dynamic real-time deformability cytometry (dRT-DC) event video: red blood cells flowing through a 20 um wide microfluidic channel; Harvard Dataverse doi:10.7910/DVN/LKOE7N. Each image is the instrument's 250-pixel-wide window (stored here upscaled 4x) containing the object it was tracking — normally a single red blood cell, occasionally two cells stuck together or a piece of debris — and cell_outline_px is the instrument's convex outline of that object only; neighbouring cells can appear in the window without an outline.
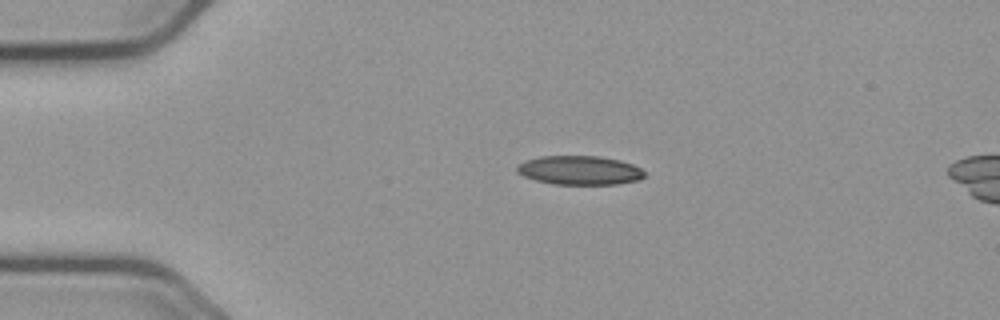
{"species": "common noctule bat (a hibernating species)", "species_latin": "Nyctalus noctula", "temperature_condition": "cold", "stored_images_in_passage": 6, "camera_frame_rate_fps": 3000, "um_per_image_px": 0.085, "animal": {"sex": "male", "body_mass_g": 23.1, "forearm_length_mm": 52.7}, "frame": {"image": 1, "passage_image": 1, "time_ms": 0.0, "image_size_px": [1000, 320], "cell_outline_px": [[644, 176], [640, 180], [616, 184], [552, 184], [536, 180], [524, 176], [516, 172], [516, 164], [524, 160], [540, 156], [600, 156], [620, 160], [632, 164], [640, 168], [644, 172]], "centroid_in_image_um": [49.23, 14.47], "position_along_channel_um": 35.8, "area_um2": 21.68}}